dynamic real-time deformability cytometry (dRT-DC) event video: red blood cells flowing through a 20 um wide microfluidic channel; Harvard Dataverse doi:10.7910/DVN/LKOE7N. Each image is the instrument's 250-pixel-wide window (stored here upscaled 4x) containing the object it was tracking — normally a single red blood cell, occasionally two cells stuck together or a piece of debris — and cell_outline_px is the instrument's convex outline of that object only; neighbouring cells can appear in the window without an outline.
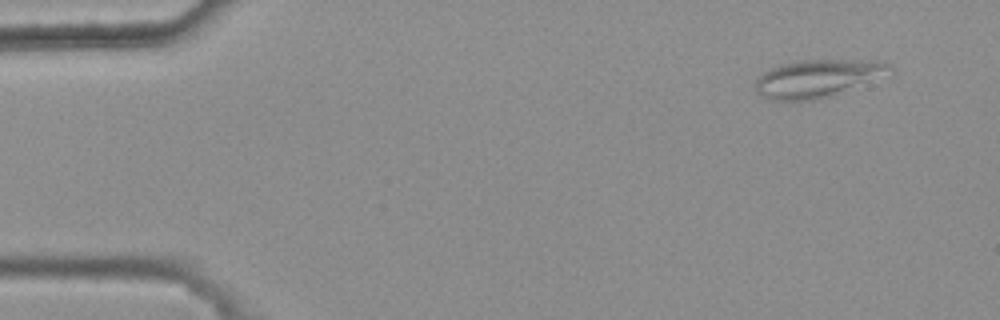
{"species": "common noctule bat (a hibernating species)", "species_latin": "Nyctalus noctula", "temperature_condition": "warm", "stored_images_in_passage": 4, "camera_frame_rate_fps": 3000, "um_per_image_px": 0.085, "animal": {"sex": "female", "body_mass_g": 25.1}, "frame": {"image": 1, "passage_image": 1, "time_ms": 0.0, "image_size_px": [1000, 320], "cell_outline_px": [[896, 72], [820, 100], [768, 100], [756, 92], [756, 80], [768, 68], [792, 60], [880, 60], [888, 64]], "centroid_in_image_um": [69.52, 6.65], "position_along_channel_um": 15.5, "area_um2": 29.94}}